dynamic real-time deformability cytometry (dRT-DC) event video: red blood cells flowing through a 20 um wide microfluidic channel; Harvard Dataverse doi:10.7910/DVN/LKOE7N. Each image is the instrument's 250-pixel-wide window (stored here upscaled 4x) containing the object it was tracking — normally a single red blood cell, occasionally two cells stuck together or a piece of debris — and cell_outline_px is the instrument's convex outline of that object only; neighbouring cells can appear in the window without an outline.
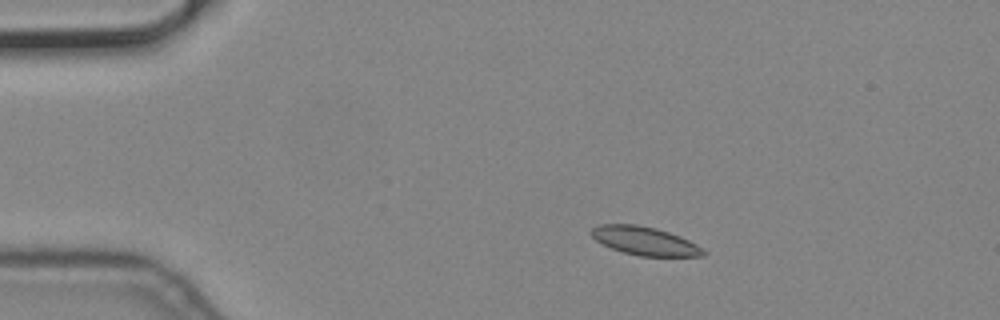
{"species": "common noctule bat (a hibernating species)", "species_latin": "Nyctalus noctula", "temperature_condition": "cold", "stored_images_in_passage": 48, "camera_frame_rate_fps": 3000, "um_per_image_px": 0.085, "animal": {"sex": "male", "body_mass_g": 19.2, "forearm_length_mm": 51.8}, "frame": {"image": 1, "passage_image": 2, "time_ms": 0.333, "image_size_px": [1000, 320], "cell_outline_px": [[708, 252], [704, 256], [640, 256], [624, 252], [612, 248], [596, 240], [592, 236], [592, 228], [600, 224], [636, 224], [656, 228], [680, 236], [704, 248]], "centroid_in_image_um": [54.85, 20.48], "position_along_channel_um": 30.1, "area_um2": 18.44}}
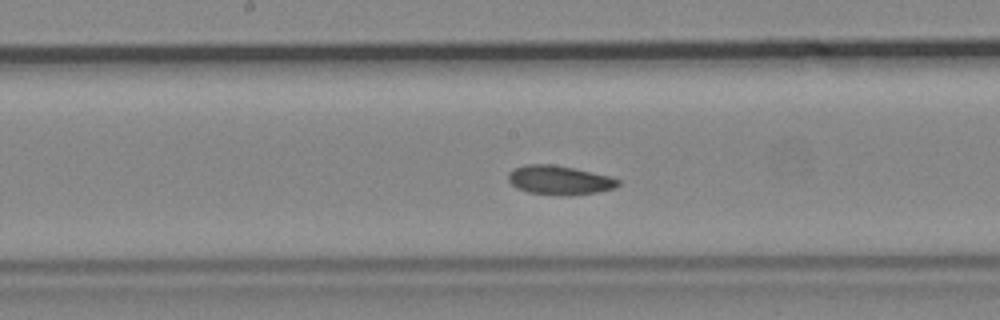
{"frame": {"image": 2, "passage_image": 21, "time_ms": 6.667, "image_size_px": [1000, 320], "cell_outline_px": [[620, 184], [616, 188], [596, 192], [572, 196], [560, 196], [528, 192], [516, 188], [508, 180], [508, 172], [516, 168], [528, 164], [548, 164], [572, 168], [608, 176], [620, 180]], "centroid_in_image_um": [47.54, 15.33], "position_along_channel_um": 200.7, "area_um2": 18.55}}
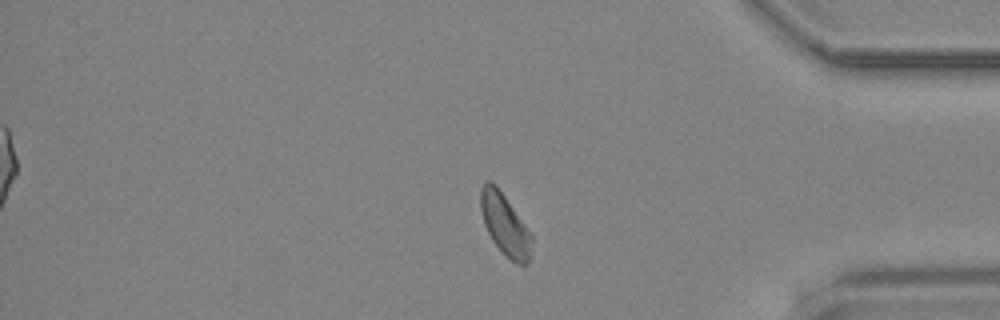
{"frame": {"image": 3, "passage_image": 39, "time_ms": 12.667, "image_size_px": [1000, 320], "cell_outline_px": [[532, 240], [528, 260], [524, 264], [516, 264], [492, 240], [484, 224], [480, 208], [480, 188], [488, 180], [496, 184], [524, 224], [532, 236]], "centroid_in_image_um": [42.88, 19.04], "position_along_channel_um": 392.3, "area_um2": 17.69}}